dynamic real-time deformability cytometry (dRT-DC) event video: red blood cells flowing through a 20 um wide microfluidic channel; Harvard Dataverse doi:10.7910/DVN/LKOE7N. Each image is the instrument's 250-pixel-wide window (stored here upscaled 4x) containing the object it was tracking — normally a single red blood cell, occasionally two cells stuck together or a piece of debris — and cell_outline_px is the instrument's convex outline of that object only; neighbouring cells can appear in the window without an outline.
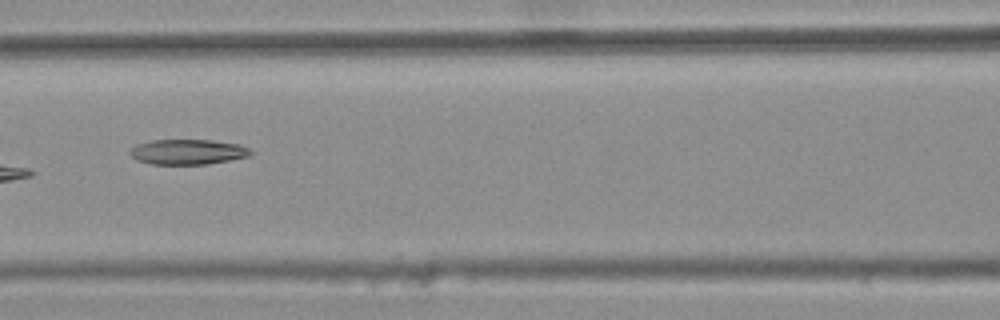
{"species": "common noctule bat (a hibernating species)", "species_latin": "Nyctalus noctula", "temperature_condition": "warm", "stored_images_in_passage": 6, "camera_frame_rate_fps": 3000, "um_per_image_px": 0.085, "animal": {"sex": "female", "body_mass_g": 25.1}, "frame": {"image": 1, "passage_image": 6, "time_ms": 1.667, "image_size_px": [1000, 320], "cell_outline_px": [[256, 152], [248, 156], [208, 164], [152, 164], [136, 160], [128, 152], [136, 144], [152, 140], [212, 140], [240, 144], [252, 148]], "centroid_in_image_um": [16.0, 12.9], "position_along_channel_um": 150.6, "area_um2": 17.86}}